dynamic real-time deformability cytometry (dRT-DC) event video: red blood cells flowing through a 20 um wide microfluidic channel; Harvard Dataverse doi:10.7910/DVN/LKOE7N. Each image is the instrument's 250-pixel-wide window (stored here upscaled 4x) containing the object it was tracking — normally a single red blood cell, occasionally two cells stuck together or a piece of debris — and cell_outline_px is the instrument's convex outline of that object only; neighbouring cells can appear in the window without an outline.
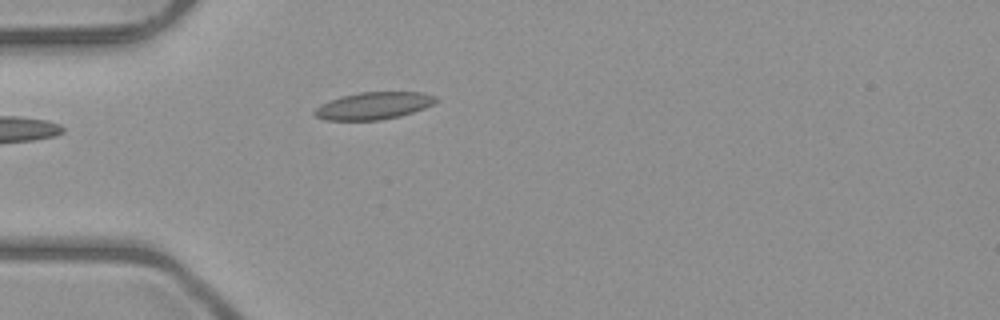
{"species": "common noctule bat (a hibernating species)", "species_latin": "Nyctalus noctula", "temperature_condition": "room temperature", "stored_images_in_passage": 4, "camera_frame_rate_fps": 3000, "um_per_image_px": 0.085, "animal": {"sex": "male", "body_mass_g": 23.1, "forearm_length_mm": 52.7}, "frame": {"image": 1, "passage_image": 4, "time_ms": 3.667, "image_size_px": [1000, 320], "cell_outline_px": [[440, 100], [424, 108], [400, 116], [380, 120], [324, 120], [316, 116], [312, 112], [320, 104], [328, 100], [340, 96], [360, 92], [424, 92], [436, 96]], "centroid_in_image_um": [31.75, 8.98], "position_along_channel_um": 53.3, "area_um2": 19.42}}